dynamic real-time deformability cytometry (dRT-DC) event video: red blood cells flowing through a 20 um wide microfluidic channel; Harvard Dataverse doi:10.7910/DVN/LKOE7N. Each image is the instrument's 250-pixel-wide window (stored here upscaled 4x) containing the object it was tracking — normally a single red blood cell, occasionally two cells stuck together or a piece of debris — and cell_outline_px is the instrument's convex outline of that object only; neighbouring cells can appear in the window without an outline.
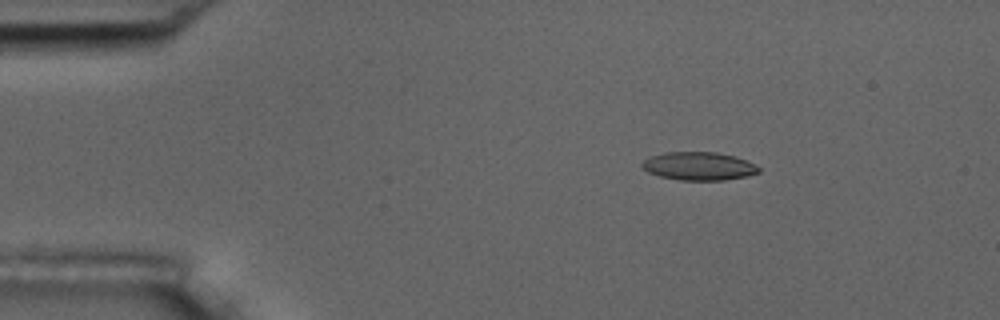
{"species": "common noctule bat (a hibernating species)", "species_latin": "Nyctalus noctula", "temperature_condition": "room temperature", "stored_images_in_passage": 5, "camera_frame_rate_fps": 3000, "um_per_image_px": 0.085, "animal": {"sex": "male", "body_mass_g": 17.5, "forearm_length_mm": 52.3}, "frame": {"image": 1, "passage_image": 2, "time_ms": 1.0, "image_size_px": [1000, 320], "cell_outline_px": [[760, 172], [748, 176], [724, 180], [680, 180], [660, 176], [648, 172], [640, 164], [648, 156], [664, 152], [716, 152], [736, 156], [760, 168]], "centroid_in_image_um": [59.38, 14.11], "position_along_channel_um": 25.6, "area_um2": 19.19}}
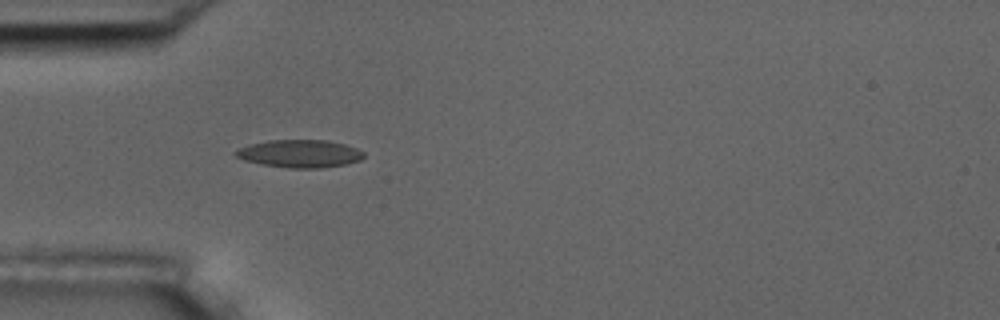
{"frame": {"image": 2, "passage_image": 4, "time_ms": 3.667, "image_size_px": [1000, 320], "cell_outline_px": [[364, 156], [360, 160], [348, 164], [320, 168], [288, 168], [264, 164], [244, 160], [236, 156], [232, 152], [236, 148], [248, 144], [268, 140], [328, 140], [344, 144], [356, 148], [364, 152]], "centroid_in_image_um": [25.46, 13.05], "position_along_channel_um": 59.5, "area_um2": 20.87}}